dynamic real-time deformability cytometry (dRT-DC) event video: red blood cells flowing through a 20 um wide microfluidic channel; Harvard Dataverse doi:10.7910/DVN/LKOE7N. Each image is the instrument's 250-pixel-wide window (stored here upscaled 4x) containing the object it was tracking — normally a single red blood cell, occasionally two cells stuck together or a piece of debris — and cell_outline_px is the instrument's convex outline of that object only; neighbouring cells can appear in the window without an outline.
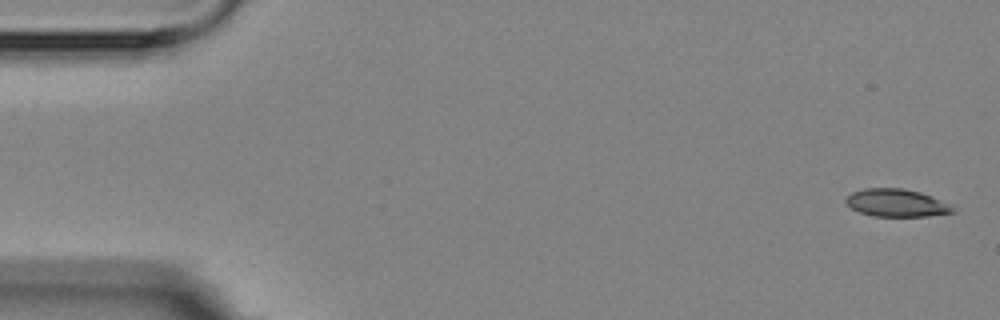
{"species": "Egyptian fruit bat (a non-hibernating species)", "species_latin": "Rousettus aegyptiacus", "temperature_condition": "room temperature", "stored_images_in_passage": 5, "camera_frame_rate_fps": 3000, "um_per_image_px": 0.085, "animal": {"sex": "female"}, "frame": {"image": 1, "passage_image": 1, "time_ms": 0.0, "image_size_px": [1000, 320], "cell_outline_px": [[956, 212], [928, 216], [872, 216], [860, 212], [852, 208], [844, 200], [852, 192], [864, 188], [904, 188], [920, 192], [932, 196], [956, 208]], "centroid_in_image_um": [76.22, 17.24], "position_along_channel_um": 8.8, "area_um2": 17.22}}
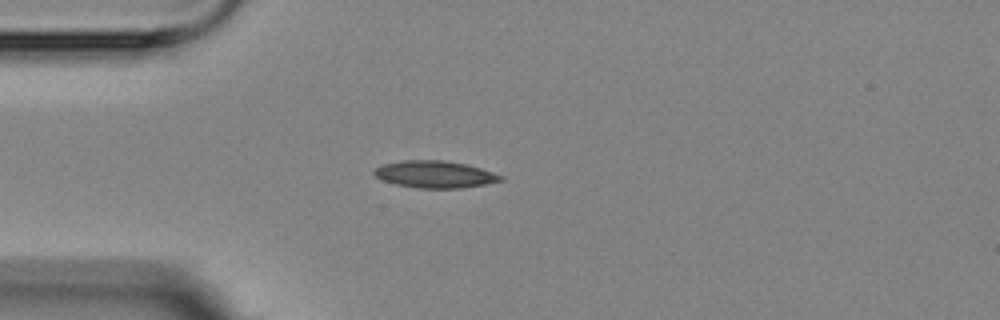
{"frame": {"image": 2, "passage_image": 5, "time_ms": 4.333, "image_size_px": [1000, 320], "cell_outline_px": [[504, 180], [484, 184], [460, 188], [416, 188], [396, 184], [384, 180], [376, 176], [372, 172], [376, 168], [384, 164], [404, 160], [444, 160], [468, 164], [504, 176]], "centroid_in_image_um": [36.99, 14.81], "position_along_channel_um": 48.0, "area_um2": 19.83}}